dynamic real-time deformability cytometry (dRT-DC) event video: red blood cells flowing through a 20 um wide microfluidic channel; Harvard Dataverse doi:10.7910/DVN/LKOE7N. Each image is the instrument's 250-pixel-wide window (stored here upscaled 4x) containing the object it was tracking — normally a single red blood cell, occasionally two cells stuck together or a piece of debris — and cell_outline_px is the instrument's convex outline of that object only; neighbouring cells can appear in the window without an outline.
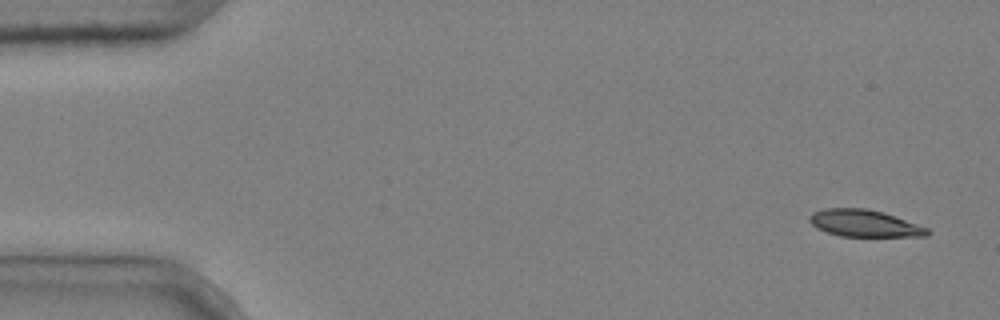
{"species": "common noctule bat (a hibernating species)", "species_latin": "Nyctalus noctula", "temperature_condition": "cold", "stored_images_in_passage": 8, "camera_frame_rate_fps": 3000, "um_per_image_px": 0.085, "animal": {"sex": "male", "body_mass_g": 20.4}, "frame": {"image": 1, "passage_image": 1, "time_ms": 0.0, "image_size_px": [1000, 320], "cell_outline_px": [[932, 232], [928, 236], [840, 236], [816, 228], [808, 220], [808, 216], [812, 212], [824, 208], [864, 208], [884, 212], [928, 228]], "centroid_in_image_um": [73.46, 18.97], "position_along_channel_um": 11.5, "area_um2": 18.55}}
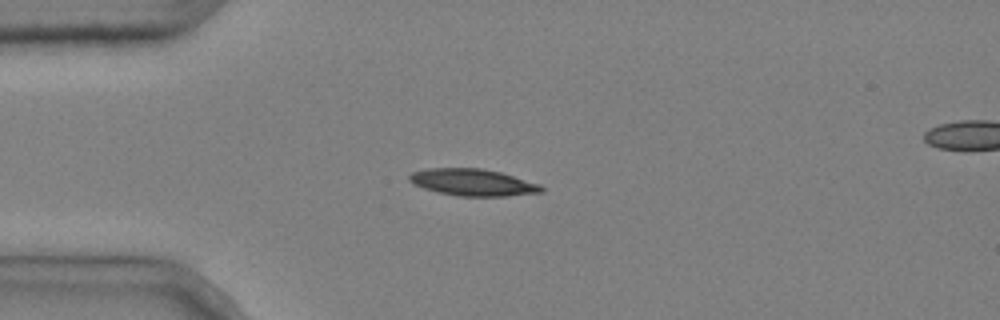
{"frame": {"image": 2, "passage_image": 4, "time_ms": 1.0, "image_size_px": [1000, 320], "cell_outline_px": [[544, 192], [508, 196], [460, 196], [436, 192], [412, 184], [408, 180], [408, 176], [412, 172], [428, 168], [480, 168], [500, 172], [540, 184], [544, 188]], "centroid_in_image_um": [40.18, 15.5], "position_along_channel_um": 44.8, "area_um2": 20.75}}